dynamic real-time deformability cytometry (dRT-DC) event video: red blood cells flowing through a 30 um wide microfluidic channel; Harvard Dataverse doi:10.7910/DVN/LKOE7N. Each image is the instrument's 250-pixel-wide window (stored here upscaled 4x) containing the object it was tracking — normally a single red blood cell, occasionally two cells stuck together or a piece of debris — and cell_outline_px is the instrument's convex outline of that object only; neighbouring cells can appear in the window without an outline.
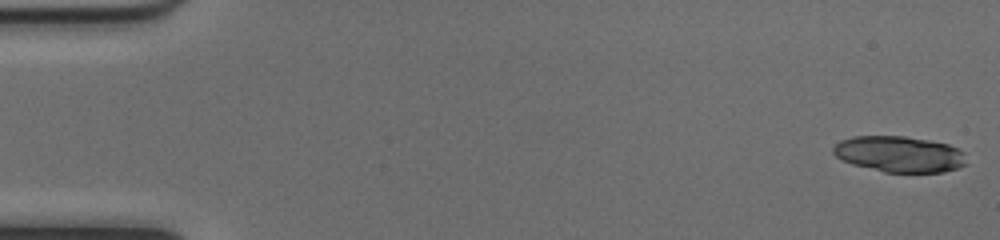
{"species": "common noctule bat (a hibernating species)", "species_latin": "Nyctalus noctula", "temperature_condition": "cold", "stored_images_in_passage": 39, "camera_frame_rate_fps": 3000, "um_per_image_px": 0.085, "animal": {"sex": "female", "body_mass_g": 17.0, "forearm_length_mm": 48.0}, "frame": {"image": 1, "passage_image": 1, "time_ms": 0.0, "image_size_px": [1000, 240], "cell_outline_px": [[968, 164], [944, 172], [884, 172], [852, 164], [836, 156], [832, 152], [832, 148], [840, 140], [852, 136], [904, 136], [928, 140], [948, 144], [960, 148], [964, 152]], "centroid_in_image_um": [76.47, 13.1], "position_along_channel_um": 8.5, "area_um2": 28.09}}
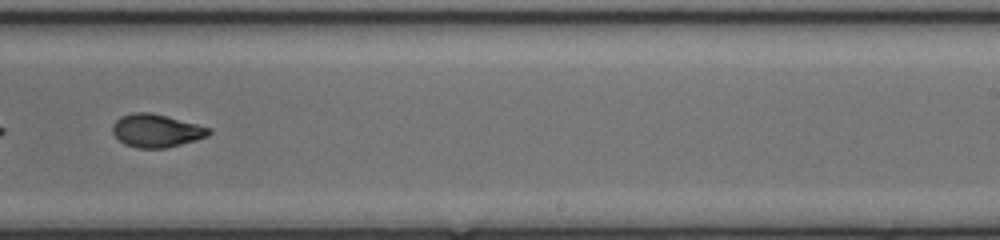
{"frame": {"image": 2, "passage_image": 33, "time_ms": 10.667, "image_size_px": [1000, 240], "cell_outline_px": [[212, 132], [208, 136], [196, 140], [168, 148], [136, 148], [124, 144], [112, 132], [112, 124], [120, 116], [132, 112], [152, 112], [212, 128]], "centroid_in_image_um": [13.29, 11.1], "position_along_channel_um": 275.7, "area_um2": 18.79}}